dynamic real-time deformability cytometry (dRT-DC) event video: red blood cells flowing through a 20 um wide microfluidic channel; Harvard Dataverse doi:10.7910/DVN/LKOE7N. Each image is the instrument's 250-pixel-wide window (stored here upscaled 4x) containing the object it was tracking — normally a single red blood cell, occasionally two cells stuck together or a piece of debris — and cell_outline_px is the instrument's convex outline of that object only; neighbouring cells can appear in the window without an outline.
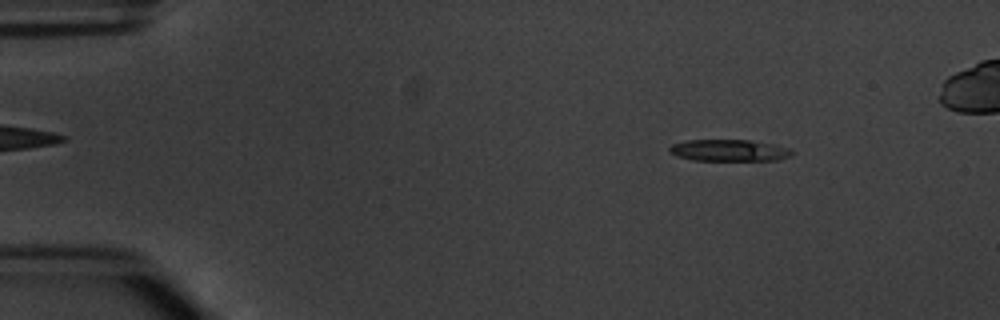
{"species": "common noctule bat (a hibernating species)", "species_latin": "Nyctalus noctula", "temperature_condition": "warm", "stored_images_in_passage": 5, "camera_frame_rate_fps": 3000, "um_per_image_px": 0.085, "animal": {"sex": "male", "body_mass_g": 20.1, "forearm_length_mm": 53.5}, "frame": {"image": 1, "passage_image": 2, "time_ms": 1.0, "image_size_px": [1000, 320], "cell_outline_px": [[792, 156], [776, 160], [692, 160], [676, 156], [668, 152], [668, 148], [672, 144], [688, 140], [748, 140], [772, 144], [788, 148], [792, 152]], "centroid_in_image_um": [61.92, 12.78], "position_along_channel_um": 23.1, "area_um2": 15.37}}